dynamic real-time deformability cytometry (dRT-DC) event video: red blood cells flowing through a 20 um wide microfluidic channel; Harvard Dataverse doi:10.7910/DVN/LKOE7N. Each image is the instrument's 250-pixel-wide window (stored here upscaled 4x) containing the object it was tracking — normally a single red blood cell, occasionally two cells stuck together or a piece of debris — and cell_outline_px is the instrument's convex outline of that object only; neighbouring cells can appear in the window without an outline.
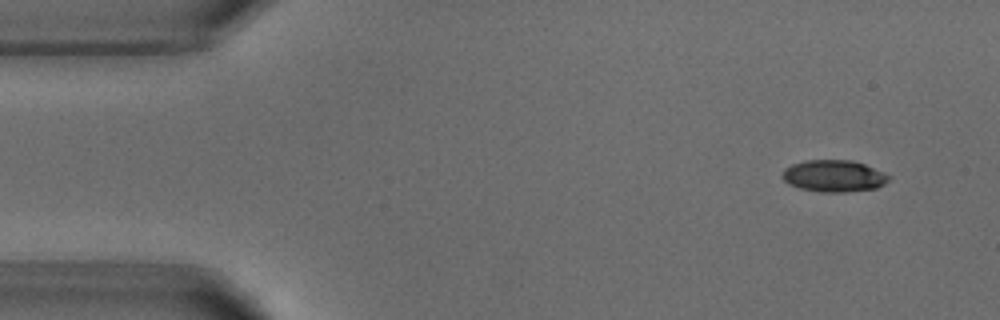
{"species": "common noctule bat (a hibernating species)", "species_latin": "Nyctalus noctula", "temperature_condition": "warm", "stored_images_in_passage": 3, "camera_frame_rate_fps": 3000, "um_per_image_px": 0.085, "animal": {"sex": "male", "body_mass_g": 18.8}, "frame": {"image": 1, "passage_image": 1, "time_ms": 0.0, "image_size_px": [1000, 320], "cell_outline_px": [[892, 176], [884, 184], [876, 188], [844, 192], [820, 192], [800, 188], [788, 184], [780, 176], [784, 168], [792, 164], [804, 160], [852, 160], [864, 164], [884, 172]], "centroid_in_image_um": [70.85, 14.95], "position_along_channel_um": 14.1, "area_um2": 19.88}}